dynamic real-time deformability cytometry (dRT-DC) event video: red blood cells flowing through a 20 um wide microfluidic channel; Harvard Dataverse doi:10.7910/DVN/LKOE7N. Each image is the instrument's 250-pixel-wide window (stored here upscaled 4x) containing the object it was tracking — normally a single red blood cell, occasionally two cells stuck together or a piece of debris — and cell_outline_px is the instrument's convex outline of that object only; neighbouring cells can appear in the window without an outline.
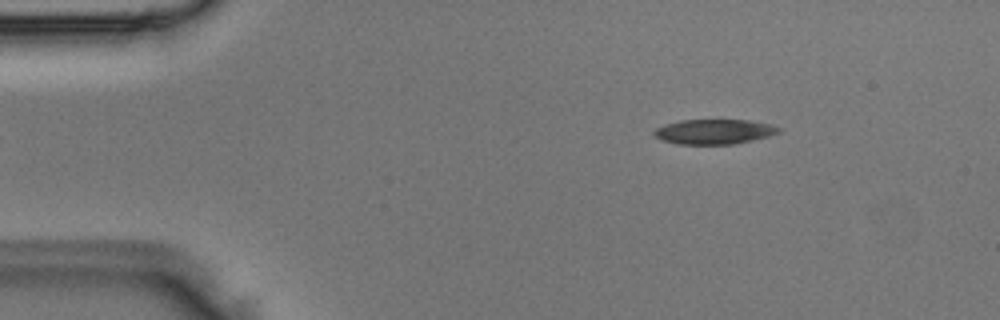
{"species": "Egyptian fruit bat (a non-hibernating species)", "species_latin": "Rousettus aegyptiacus", "temperature_condition": "room temperature", "stored_images_in_passage": 6, "camera_frame_rate_fps": 3000, "um_per_image_px": 0.085, "animal": {"sex": "male"}, "frame": {"image": 1, "passage_image": 6, "time_ms": 1.667, "image_size_px": [1000, 320], "cell_outline_px": [[780, 132], [768, 136], [752, 140], [732, 144], [676, 144], [660, 140], [652, 132], [656, 128], [664, 124], [680, 120], [748, 120], [768, 124], [780, 128]], "centroid_in_image_um": [60.64, 11.19], "position_along_channel_um": 24.4, "area_um2": 17.98}}